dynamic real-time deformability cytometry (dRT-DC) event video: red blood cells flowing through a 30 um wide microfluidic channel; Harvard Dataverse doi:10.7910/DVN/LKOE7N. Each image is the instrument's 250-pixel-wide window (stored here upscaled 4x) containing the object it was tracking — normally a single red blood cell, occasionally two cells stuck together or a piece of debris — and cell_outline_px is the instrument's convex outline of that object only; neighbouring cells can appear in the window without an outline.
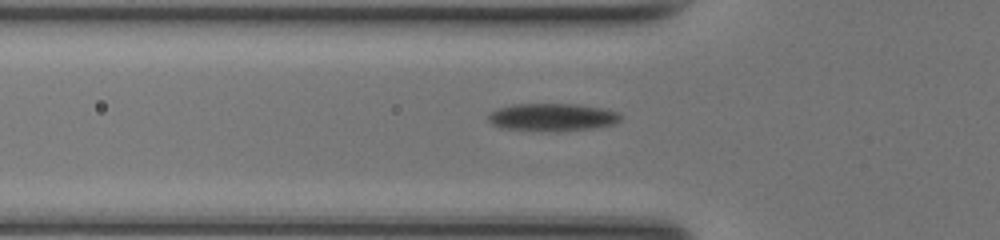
{"species": "common noctule bat (a hibernating species)", "species_latin": "Nyctalus noctula", "temperature_condition": "room temperature", "stored_images_in_passage": 30, "camera_frame_rate_fps": 3000, "um_per_image_px": 0.085, "animal": {"sex": "female", "body_mass_g": 17.0, "forearm_length_mm": 48.0}, "frame": {"image": 1, "passage_image": 2, "time_ms": 0.333, "image_size_px": [1000, 240], "cell_outline_px": [[620, 120], [612, 124], [592, 128], [560, 132], [500, 128], [492, 124], [488, 120], [488, 116], [496, 108], [512, 104], [580, 104], [620, 112]], "centroid_in_image_um": [46.92, 9.96], "position_along_channel_um": 78.9, "area_um2": 21.44}}
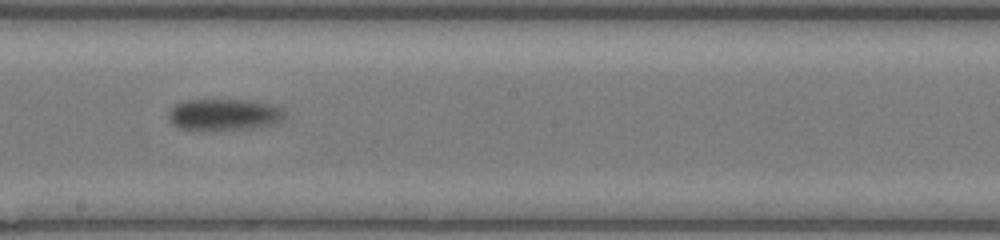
{"frame": {"image": 2, "passage_image": 13, "time_ms": 4.0, "image_size_px": [1000, 240], "cell_outline_px": [[284, 116], [276, 124], [252, 128], [204, 132], [180, 128], [172, 124], [168, 120], [168, 112], [176, 104], [188, 100], [252, 100], [268, 104], [280, 108], [284, 112]], "centroid_in_image_um": [18.99, 9.77], "position_along_channel_um": 229.2, "area_um2": 21.73}}
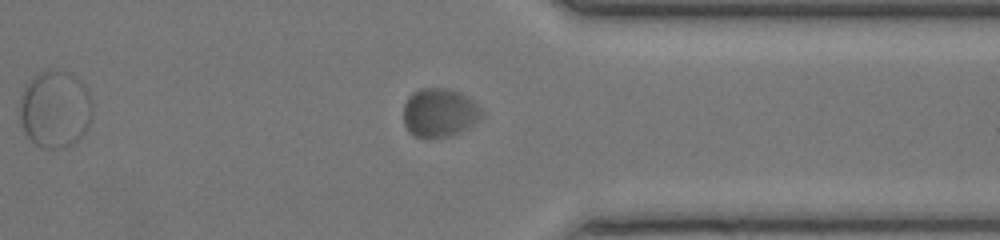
{"frame": {"image": 3, "passage_image": 24, "time_ms": 7.667, "image_size_px": [1000, 240], "cell_outline_px": [[484, 116], [480, 120], [468, 128], [452, 136], [428, 140], [412, 136], [408, 132], [404, 124], [404, 104], [408, 96], [412, 92], [420, 88], [448, 88], [460, 92], [472, 100], [484, 112]], "centroid_in_image_um": [37.34, 9.61], "position_along_channel_um": 374.1, "area_um2": 22.95}, "authors_computed_cell_mechanics": {"area_um2": 22.0507, "velocity_mm_per_s": 4.0914, "shape_relaxation_time_tau1_ms": 1.5314, "shape_relaxation_time_tau2_ms": null, "deformation_change_tau1": 0.0578, "deformation_change_tau2": null}}